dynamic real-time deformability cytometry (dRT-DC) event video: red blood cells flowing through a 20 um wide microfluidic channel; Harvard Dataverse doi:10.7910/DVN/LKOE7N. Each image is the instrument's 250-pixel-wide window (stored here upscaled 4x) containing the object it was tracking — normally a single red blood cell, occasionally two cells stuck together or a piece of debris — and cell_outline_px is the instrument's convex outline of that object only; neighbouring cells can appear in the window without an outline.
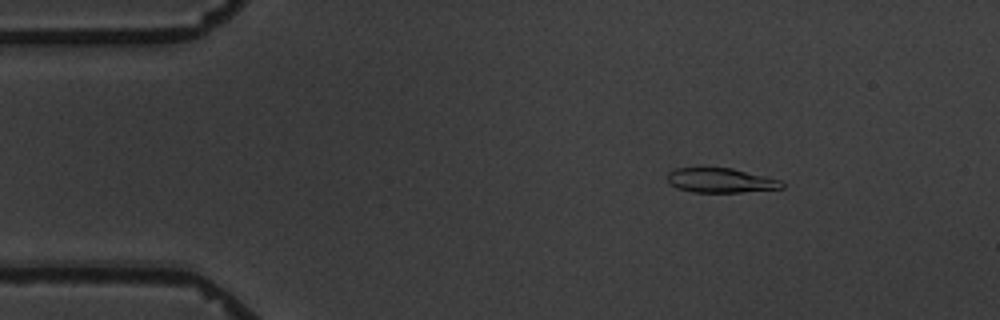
{"species": "common noctule bat (a hibernating species)", "species_latin": "Nyctalus noctula", "temperature_condition": "warm", "stored_images_in_passage": 4, "camera_frame_rate_fps": 3000, "um_per_image_px": 0.085, "animal": {"sex": "male", "body_mass_g": 19.5, "forearm_length_mm": 54.6}, "frame": {"image": 1, "passage_image": 2, "time_ms": 1.333, "image_size_px": [1000, 320], "cell_outline_px": [[784, 188], [740, 192], [692, 192], [676, 188], [668, 184], [668, 172], [676, 168], [700, 164], [732, 168], [780, 180], [784, 184]], "centroid_in_image_um": [61.15, 15.28], "position_along_channel_um": 23.8, "area_um2": 17.11}}
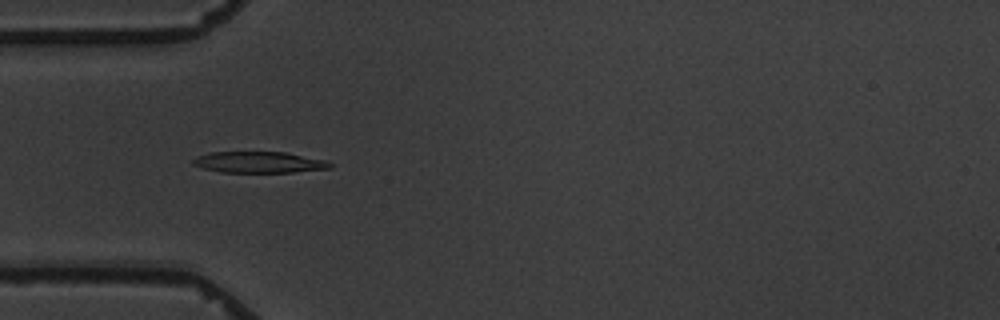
{"frame": {"image": 2, "passage_image": 4, "time_ms": 4.333, "image_size_px": [1000, 320], "cell_outline_px": [[332, 168], [292, 172], [220, 172], [204, 168], [192, 164], [192, 160], [196, 156], [208, 152], [284, 152], [324, 160], [332, 164]], "centroid_in_image_um": [21.97, 13.79], "position_along_channel_um": 63.0, "area_um2": 16.82}}